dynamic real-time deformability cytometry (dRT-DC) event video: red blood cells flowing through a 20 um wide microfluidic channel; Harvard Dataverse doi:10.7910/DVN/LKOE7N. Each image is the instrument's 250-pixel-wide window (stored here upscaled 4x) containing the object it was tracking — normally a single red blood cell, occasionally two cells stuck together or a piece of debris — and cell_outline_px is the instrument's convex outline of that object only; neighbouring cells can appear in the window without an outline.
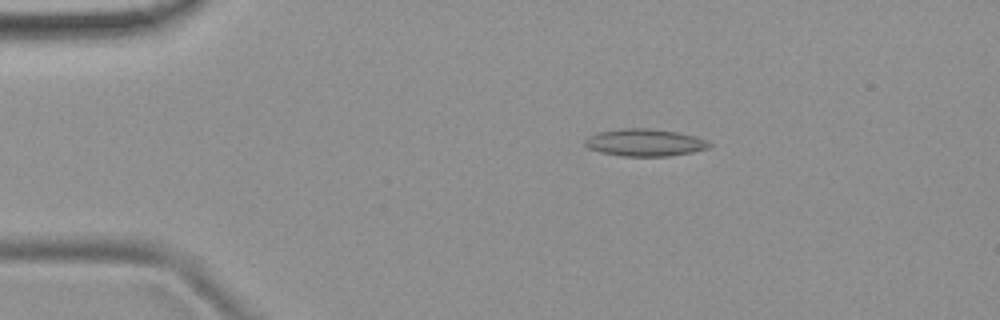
{"species": "common noctule bat (a hibernating species)", "species_latin": "Nyctalus noctula", "temperature_condition": "room temperature", "stored_images_in_passage": 50, "camera_frame_rate_fps": 3000, "um_per_image_px": 0.085, "animal": {"sex": "female", "body_mass_g": 19.9}, "frame": {"image": 1, "passage_image": 8, "time_ms": 2.333, "image_size_px": [1000, 320], "cell_outline_px": [[712, 144], [708, 148], [692, 152], [668, 156], [620, 156], [600, 152], [588, 148], [584, 144], [584, 140], [588, 136], [596, 132], [624, 128], [648, 128], [676, 132], [692, 136], [704, 140]], "centroid_in_image_um": [54.74, 12.12], "position_along_channel_um": 30.3, "area_um2": 19.65}}
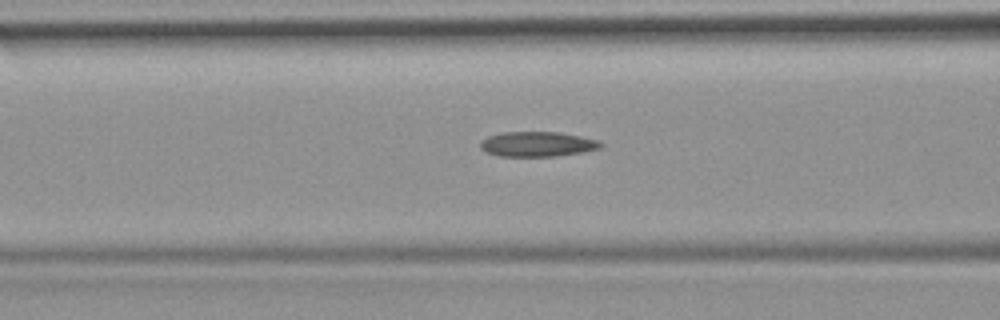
{"frame": {"image": 2, "passage_image": 19, "time_ms": 6.0, "image_size_px": [1000, 320], "cell_outline_px": [[604, 144], [600, 148], [584, 152], [556, 156], [500, 156], [488, 152], [480, 148], [480, 140], [488, 136], [500, 132], [560, 132], [600, 140]], "centroid_in_image_um": [45.7, 12.24], "position_along_channel_um": 120.9, "area_um2": 17.63}}
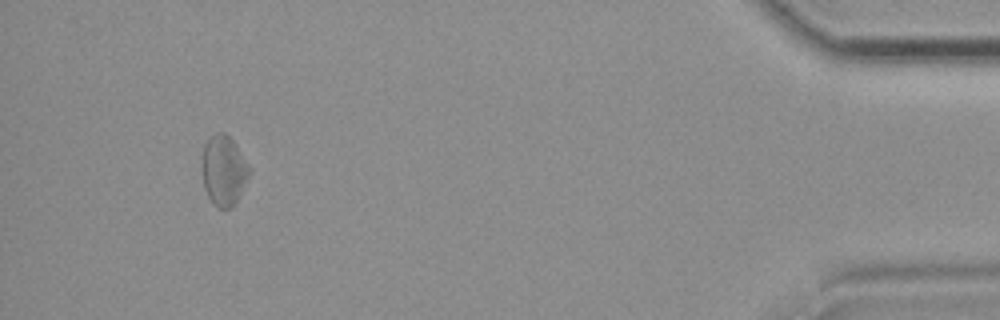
{"frame": {"image": 3, "passage_image": 47, "time_ms": 15.333, "image_size_px": [1000, 320], "cell_outline_px": [[252, 172], [236, 200], [228, 208], [216, 208], [212, 204], [204, 188], [200, 168], [200, 160], [204, 144], [208, 136], [216, 132], [224, 132], [232, 140], [252, 168]], "centroid_in_image_um": [18.97, 14.45], "position_along_channel_um": 416.2, "area_um2": 19.83}, "authors_computed_cell_mechanics": {"area_um2": 18.1492, "velocity_mm_per_s": 3.8917, "shape_relaxation_time_tau1_ms": null, "shape_relaxation_time_tau2_ms": 5.2229, "deformation_change_tau1": null, "deformation_change_tau2": 0.1409}}